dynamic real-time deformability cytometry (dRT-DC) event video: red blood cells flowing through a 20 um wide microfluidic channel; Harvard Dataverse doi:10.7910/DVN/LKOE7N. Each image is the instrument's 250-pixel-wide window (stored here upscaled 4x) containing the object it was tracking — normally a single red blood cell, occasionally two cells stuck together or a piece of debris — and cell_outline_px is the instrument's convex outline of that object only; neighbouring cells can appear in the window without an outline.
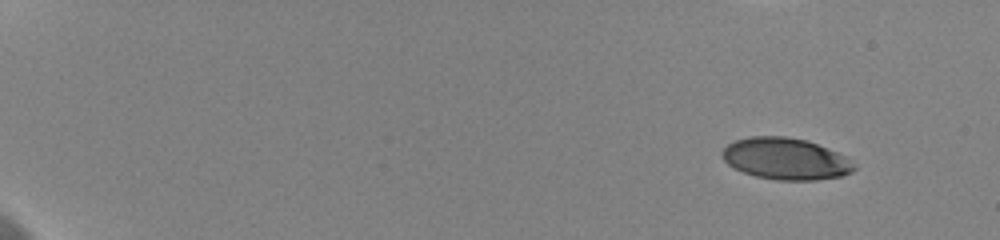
{"species": "human", "species_latin": "Homo sapiens", "temperature_condition": "cold", "stored_images_in_passage": 47, "camera_frame_rate_fps": 3000, "um_per_image_px": 0.085, "donor": {"sex": "female"}, "frame": {"image": 1, "passage_image": 1, "time_ms": 0.0, "image_size_px": [1000, 240], "cell_outline_px": [[856, 168], [852, 172], [840, 176], [816, 180], [776, 180], [756, 176], [744, 172], [728, 164], [720, 156], [720, 152], [728, 144], [736, 140], [752, 136], [784, 136], [804, 140], [816, 144], [836, 152], [844, 156]], "centroid_in_image_um": [66.73, 13.5], "position_along_channel_um": 18.3, "area_um2": 31.62}}
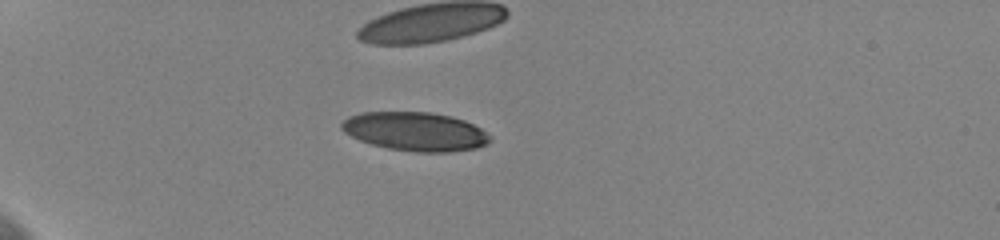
{"frame": {"image": 2, "passage_image": 14, "time_ms": 4.333, "image_size_px": [1000, 240], "cell_outline_px": [[492, 140], [488, 144], [476, 148], [448, 152], [416, 152], [388, 148], [372, 144], [360, 140], [344, 132], [340, 128], [340, 124], [348, 116], [360, 112], [432, 112], [464, 120], [480, 128], [492, 136]], "centroid_in_image_um": [35.3, 11.18], "position_along_channel_um": 49.7, "area_um2": 33.58}}